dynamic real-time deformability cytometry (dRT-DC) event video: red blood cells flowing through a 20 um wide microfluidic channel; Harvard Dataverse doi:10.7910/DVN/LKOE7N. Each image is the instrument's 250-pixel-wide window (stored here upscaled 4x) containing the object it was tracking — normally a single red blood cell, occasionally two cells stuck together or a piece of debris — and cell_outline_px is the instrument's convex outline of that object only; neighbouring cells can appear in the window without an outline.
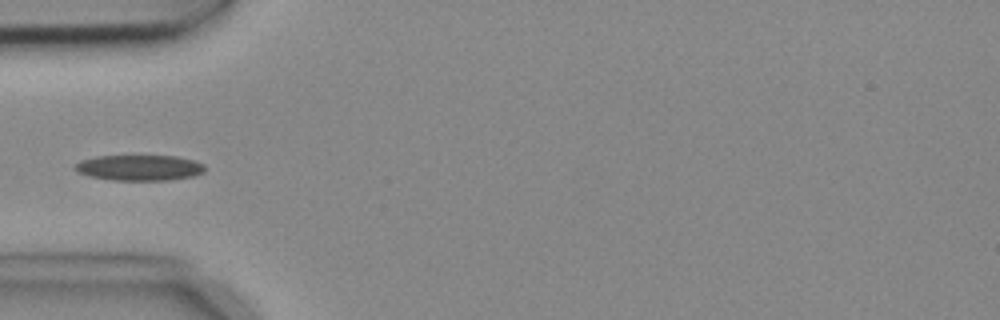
{"species": "common noctule bat (a hibernating species)", "species_latin": "Nyctalus noctula", "temperature_condition": "cold", "stored_images_in_passage": 4, "camera_frame_rate_fps": 3000, "um_per_image_px": 0.085, "animal": {"sex": "female", "body_mass_g": 18.4}, "frame": {"image": 1, "passage_image": 4, "time_ms": 1.0, "image_size_px": [1000, 320], "cell_outline_px": [[204, 172], [192, 176], [168, 180], [112, 180], [88, 176], [72, 168], [80, 160], [96, 156], [176, 156], [196, 160], [204, 164]], "centroid_in_image_um": [11.85, 14.25], "position_along_channel_um": 73.2, "area_um2": 19.42}}